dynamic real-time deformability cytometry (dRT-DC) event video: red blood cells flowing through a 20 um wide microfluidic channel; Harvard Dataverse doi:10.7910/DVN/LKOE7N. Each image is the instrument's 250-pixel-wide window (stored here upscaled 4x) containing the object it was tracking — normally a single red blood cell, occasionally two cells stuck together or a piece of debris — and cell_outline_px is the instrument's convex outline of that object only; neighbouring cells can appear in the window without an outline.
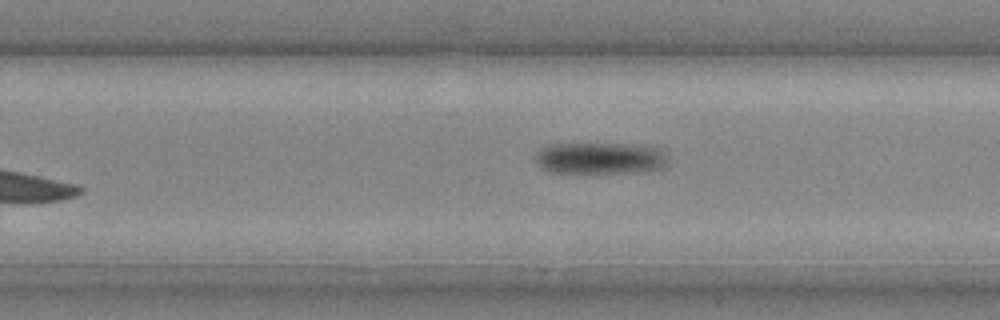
{"species": "common noctule bat (a hibernating species)", "species_latin": "Nyctalus noctula", "temperature_condition": "cold", "stored_images_in_passage": 19, "camera_frame_rate_fps": 3000, "um_per_image_px": 0.085, "animal": {"sex": "male", "body_mass_g": 20.4}, "frame": {"image": 1, "passage_image": 19, "time_ms": 6.0, "image_size_px": [1000, 320], "cell_outline_px": [[668, 168], [640, 172], [552, 172], [544, 168], [536, 160], [536, 152], [540, 148], [548, 144], [628, 144], [660, 148], [668, 160]], "centroid_in_image_um": [51.07, 13.44], "position_along_channel_um": 278.7, "area_um2": 24.39}}